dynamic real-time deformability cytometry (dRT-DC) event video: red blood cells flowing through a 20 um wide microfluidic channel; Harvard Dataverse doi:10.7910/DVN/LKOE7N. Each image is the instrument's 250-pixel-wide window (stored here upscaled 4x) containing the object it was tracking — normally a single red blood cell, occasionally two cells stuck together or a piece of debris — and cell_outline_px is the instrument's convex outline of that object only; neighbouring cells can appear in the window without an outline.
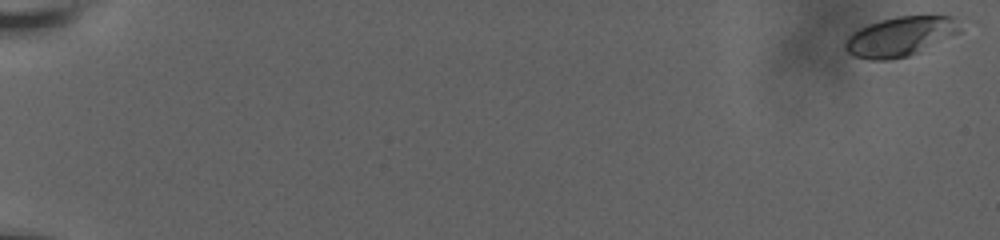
{"species": "human", "species_latin": "Homo sapiens", "temperature_condition": "room temperature", "stored_images_in_passage": 46, "camera_frame_rate_fps": 3000, "um_per_image_px": 0.085, "donor": {"sex": "male"}, "frame": {"image": 1, "passage_image": 1, "time_ms": 0.0, "image_size_px": [1000, 240], "cell_outline_px": [[960, 32], [908, 56], [888, 60], [868, 60], [852, 56], [844, 48], [844, 44], [848, 36], [852, 32], [868, 24], [880, 20], [896, 16], [952, 16], [960, 28]], "centroid_in_image_um": [76.44, 3.11], "position_along_channel_um": 8.6, "area_um2": 26.18}}
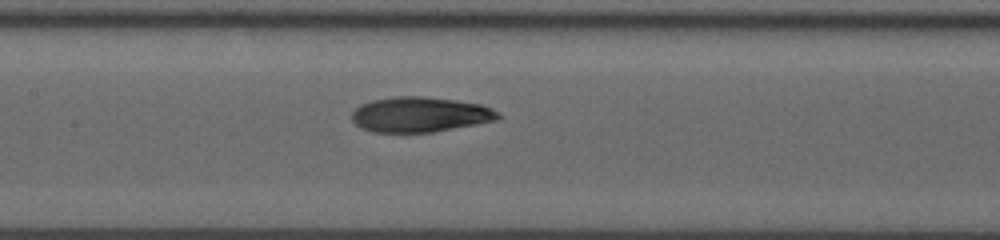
{"frame": {"image": 2, "passage_image": 26, "time_ms": 10.667, "image_size_px": [1000, 240], "cell_outline_px": [[504, 116], [500, 120], [432, 132], [372, 132], [356, 124], [352, 120], [352, 112], [360, 104], [372, 100], [396, 96], [420, 96], [452, 100], [480, 104], [492, 108], [500, 112]], "centroid_in_image_um": [35.75, 9.73], "position_along_channel_um": 171.6, "area_um2": 30.0}}
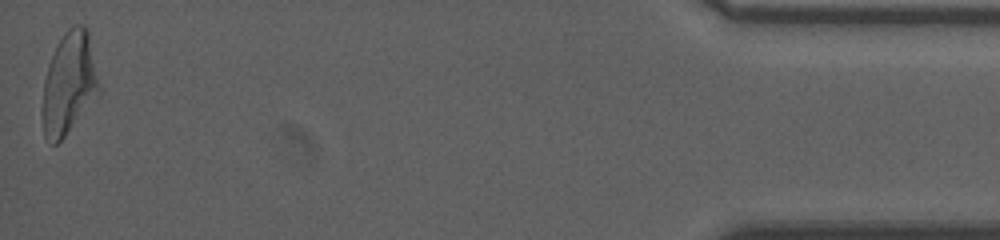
{"frame": {"image": 3, "passage_image": 46, "time_ms": 20.0, "image_size_px": [1000, 240], "cell_outline_px": [[100, 96], [64, 136], [56, 144], [52, 144], [44, 136], [40, 112], [40, 108], [44, 80], [48, 64], [56, 44], [64, 32], [72, 24], [84, 24], [88, 28], [100, 88]], "centroid_in_image_um": [5.85, 7.08], "position_along_channel_um": 429.3, "area_um2": 34.51}, "authors_computed_cell_mechanics": {"area_um2": 29.2468, "velocity_mm_per_s": 3.6371, "shape_relaxation_time_tau1_ms": 11.0142, "shape_relaxation_time_tau2_ms": 1.9302, "deformation_change_tau1": 0.3005, "deformation_change_tau2": 0.0755}}